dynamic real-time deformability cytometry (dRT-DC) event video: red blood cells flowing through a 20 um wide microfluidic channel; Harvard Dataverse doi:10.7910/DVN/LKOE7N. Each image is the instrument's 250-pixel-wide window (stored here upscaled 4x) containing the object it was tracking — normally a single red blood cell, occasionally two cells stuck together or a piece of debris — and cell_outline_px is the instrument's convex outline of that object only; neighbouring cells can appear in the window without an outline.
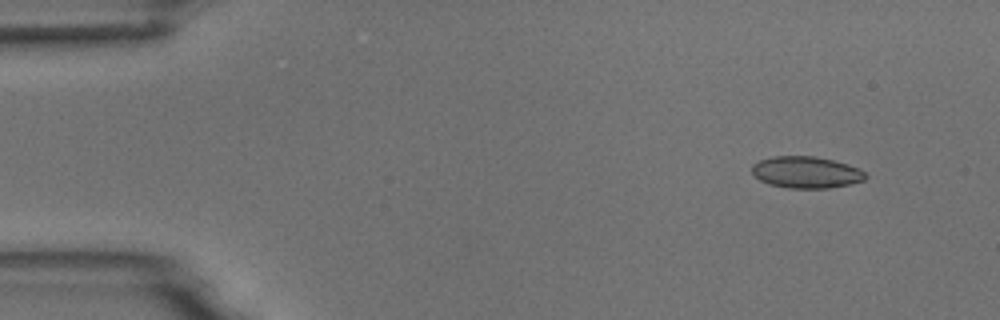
{"species": "common noctule bat (a hibernating species)", "species_latin": "Nyctalus noctula", "temperature_condition": "room temperature", "stored_images_in_passage": 50, "camera_frame_rate_fps": 3000, "um_per_image_px": 0.085, "animal": {"sex": "male", "body_mass_g": 18.8}, "frame": {"image": 1, "passage_image": 1, "time_ms": 0.0, "image_size_px": [1000, 320], "cell_outline_px": [[868, 176], [864, 180], [848, 184], [828, 188], [788, 188], [768, 184], [760, 180], [752, 172], [752, 164], [760, 160], [772, 156], [812, 156], [832, 160], [848, 164], [860, 168]], "centroid_in_image_um": [68.52, 14.64], "position_along_channel_um": 16.5, "area_um2": 20.92}}
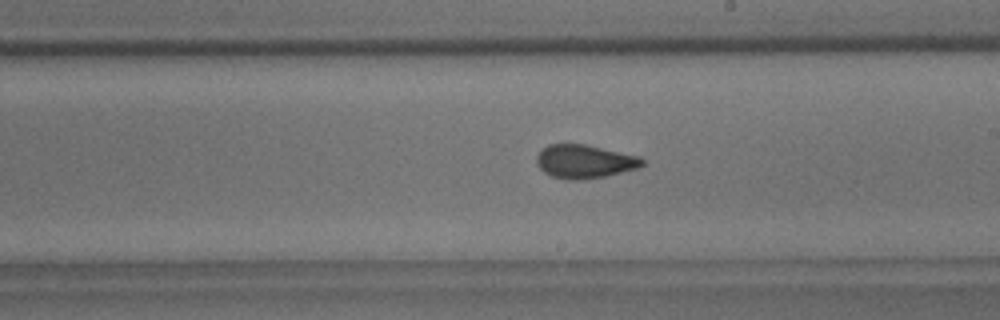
{"frame": {"image": 2, "passage_image": 27, "time_ms": 8.667, "image_size_px": [1000, 320], "cell_outline_px": [[644, 164], [636, 168], [604, 176], [580, 180], [568, 180], [552, 176], [544, 172], [536, 164], [536, 156], [548, 144], [584, 144], [640, 156], [644, 160]], "centroid_in_image_um": [49.66, 13.72], "position_along_channel_um": 239.3, "area_um2": 20.46}}
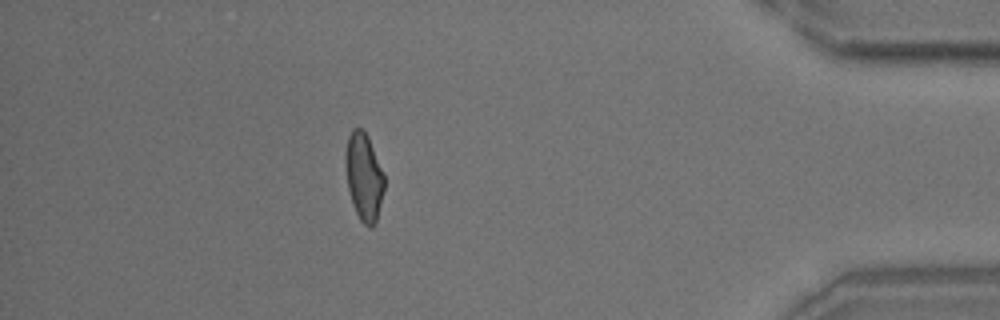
{"frame": {"image": 3, "passage_image": 44, "time_ms": 14.333, "image_size_px": [1000, 320], "cell_outline_px": [[384, 192], [376, 224], [372, 228], [368, 228], [360, 220], [352, 204], [348, 188], [344, 164], [344, 152], [348, 136], [352, 128], [364, 128], [368, 136], [384, 176]], "centroid_in_image_um": [30.91, 15.03], "position_along_channel_um": 404.3, "area_um2": 20.17}, "authors_computed_cell_mechanics": {"area_um2": 20.4323, "velocity_mm_per_s": 3.7042, "shape_relaxation_time_tau1_ms": null, "shape_relaxation_time_tau2_ms": 1.2318, "deformation_change_tau1": null, "deformation_change_tau2": 0.0723}}